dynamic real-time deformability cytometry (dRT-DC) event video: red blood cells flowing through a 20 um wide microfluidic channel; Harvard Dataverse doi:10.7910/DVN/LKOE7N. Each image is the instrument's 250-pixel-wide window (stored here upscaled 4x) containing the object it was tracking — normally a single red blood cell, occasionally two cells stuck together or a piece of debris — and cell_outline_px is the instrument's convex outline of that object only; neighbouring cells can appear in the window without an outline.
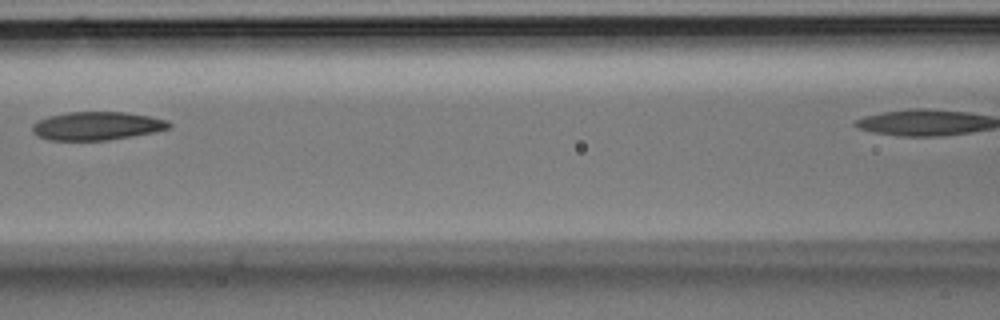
{"species": "Egyptian fruit bat (a non-hibernating species)", "species_latin": "Rousettus aegyptiacus", "temperature_condition": "room temperature", "stored_images_in_passage": 6, "camera_frame_rate_fps": 3000, "um_per_image_px": 0.085, "animal": {"sex": "male"}, "frame": {"image": 1, "passage_image": 5, "time_ms": 1.333, "image_size_px": [1000, 320], "cell_outline_px": [[172, 128], [156, 132], [108, 140], [48, 140], [32, 132], [32, 124], [36, 120], [48, 116], [68, 112], [124, 112], [148, 116], [168, 120], [172, 124]], "centroid_in_image_um": [8.25, 10.7], "position_along_channel_um": 158.4, "area_um2": 22.72}}